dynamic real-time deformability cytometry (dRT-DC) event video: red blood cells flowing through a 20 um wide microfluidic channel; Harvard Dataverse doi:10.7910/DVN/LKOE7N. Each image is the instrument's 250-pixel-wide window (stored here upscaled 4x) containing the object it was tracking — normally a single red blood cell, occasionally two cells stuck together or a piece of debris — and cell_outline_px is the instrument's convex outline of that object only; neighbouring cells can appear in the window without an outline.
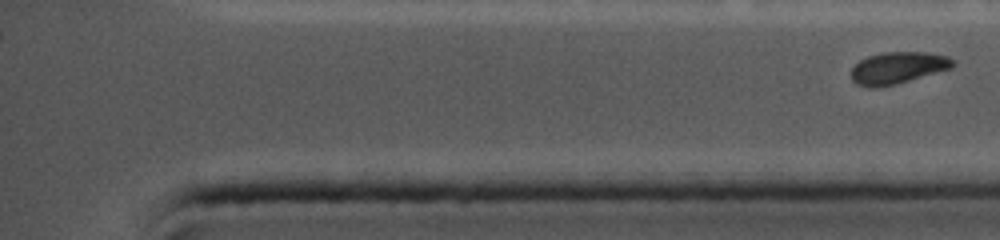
{"species": "common noctule bat (a hibernating species)", "species_latin": "Nyctalus noctula", "temperature_condition": "cold", "stored_images_in_passage": 23, "segment_of_instrument_passage": [2, 2], "camera_frame_rate_fps": 5000, "um_per_image_px": 0.085, "animal": {"sex": "female", "body_mass_g": 19.0, "forearm_length_mm": 56.7}, "frame": {"image": 1, "passage_image": 23, "time_ms": 9.8, "image_size_px": [1000, 240], "cell_outline_px": [[956, 64], [952, 68], [908, 80], [892, 84], [872, 88], [856, 84], [852, 80], [852, 68], [860, 60], [868, 56], [884, 52], [928, 52], [948, 56]], "centroid_in_image_um": [76.32, 5.75], "position_along_channel_um": 358.9, "area_um2": 18.55}}